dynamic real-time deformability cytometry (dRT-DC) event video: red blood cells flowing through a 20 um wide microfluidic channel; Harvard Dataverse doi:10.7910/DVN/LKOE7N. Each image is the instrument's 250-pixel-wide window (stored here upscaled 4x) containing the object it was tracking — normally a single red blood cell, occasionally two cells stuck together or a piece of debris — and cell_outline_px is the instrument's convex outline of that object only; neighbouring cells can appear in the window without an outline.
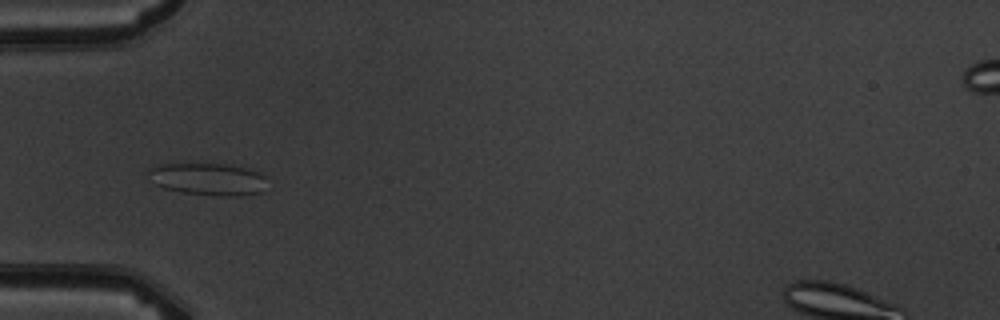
{"species": "common noctule bat (a hibernating species)", "species_latin": "Nyctalus noctula", "temperature_condition": "warm", "stored_images_in_passage": 10, "camera_frame_rate_fps": 3000, "um_per_image_px": 0.085, "animal": {"sex": "male", "body_mass_g": 19.5, "forearm_length_mm": 54.6}, "frame": {"image": 1, "passage_image": 6, "time_ms": 5.667, "image_size_px": [1000, 320], "cell_outline_px": [[264, 176], [260, 192], [240, 196], [216, 196], [184, 192], [164, 188], [152, 184], [148, 172], [148, 168], [160, 164], [224, 164], [252, 168]], "centroid_in_image_um": [17.62, 15.22], "position_along_channel_um": 67.4, "area_um2": 22.2}}
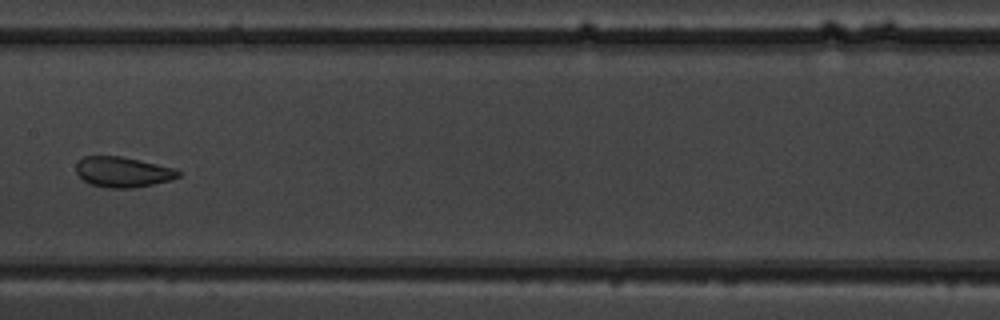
{"frame": {"image": 2, "passage_image": 9, "time_ms": 9.0, "image_size_px": [1000, 320], "cell_outline_px": [[180, 176], [172, 180], [132, 188], [108, 188], [92, 184], [84, 180], [76, 172], [76, 164], [84, 156], [120, 156], [156, 164], [172, 168], [180, 172]], "centroid_in_image_um": [10.43, 14.62], "position_along_channel_um": 197.0, "area_um2": 17.8}}
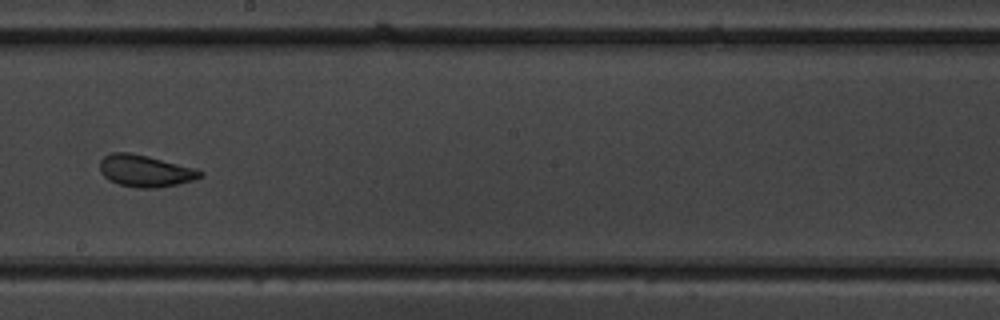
{"frame": {"image": 3, "passage_image": 10, "time_ms": 10.0, "image_size_px": [1000, 320], "cell_outline_px": [[204, 176], [192, 180], [160, 188], [136, 188], [120, 184], [108, 180], [100, 172], [100, 160], [104, 156], [112, 152], [128, 152], [148, 156], [196, 168], [204, 172]], "centroid_in_image_um": [12.35, 14.52], "position_along_channel_um": 235.9, "area_um2": 18.73}}